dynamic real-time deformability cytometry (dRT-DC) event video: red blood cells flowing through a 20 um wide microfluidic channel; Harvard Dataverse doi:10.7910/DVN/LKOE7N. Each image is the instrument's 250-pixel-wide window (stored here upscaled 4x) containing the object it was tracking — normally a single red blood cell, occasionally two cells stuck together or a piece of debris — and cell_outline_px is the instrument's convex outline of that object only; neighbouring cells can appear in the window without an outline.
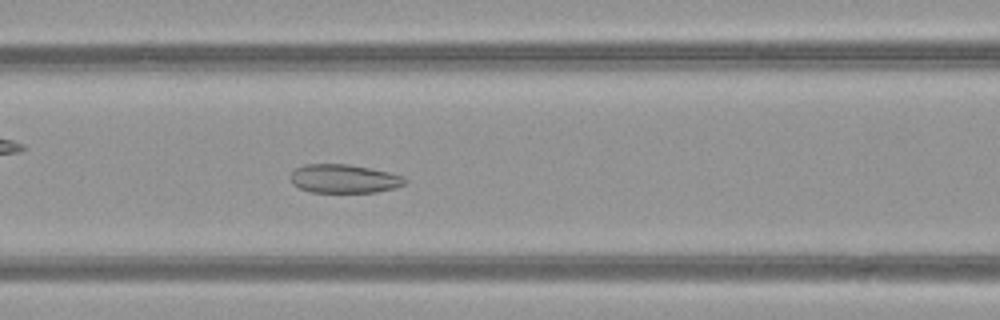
{"species": "common noctule bat (a hibernating species)", "species_latin": "Nyctalus noctula", "temperature_condition": "warm", "stored_images_in_passage": 51, "camera_frame_rate_fps": 3000, "um_per_image_px": 0.085, "animal": {"sex": "female", "body_mass_g": 21.9}, "frame": {"image": 1, "passage_image": 22, "time_ms": 7.0, "image_size_px": [1000, 320], "cell_outline_px": [[408, 180], [404, 184], [392, 188], [376, 192], [312, 192], [300, 188], [292, 184], [288, 176], [296, 168], [304, 164], [348, 164], [388, 172], [404, 176]], "centroid_in_image_um": [29.2, 15.18], "position_along_channel_um": 137.4, "area_um2": 19.07}}
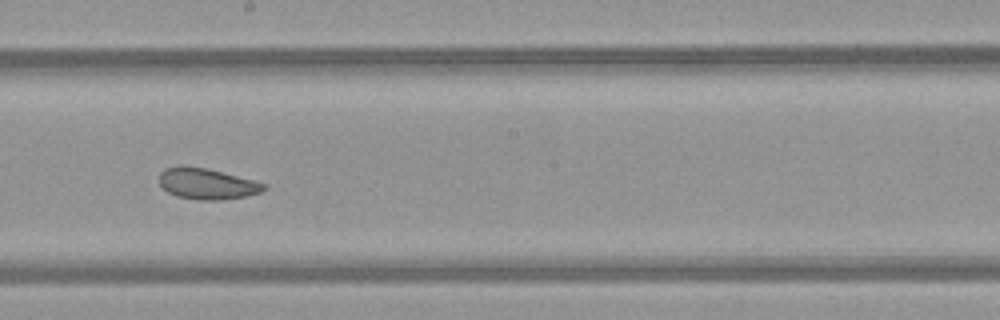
{"frame": {"image": 2, "passage_image": 29, "time_ms": 9.333, "image_size_px": [1000, 320], "cell_outline_px": [[268, 188], [260, 192], [248, 196], [220, 200], [200, 200], [176, 196], [168, 192], [160, 184], [160, 172], [164, 168], [180, 164], [184, 164], [208, 168], [268, 184]], "centroid_in_image_um": [17.59, 15.6], "position_along_channel_um": 230.6, "area_um2": 19.25}}
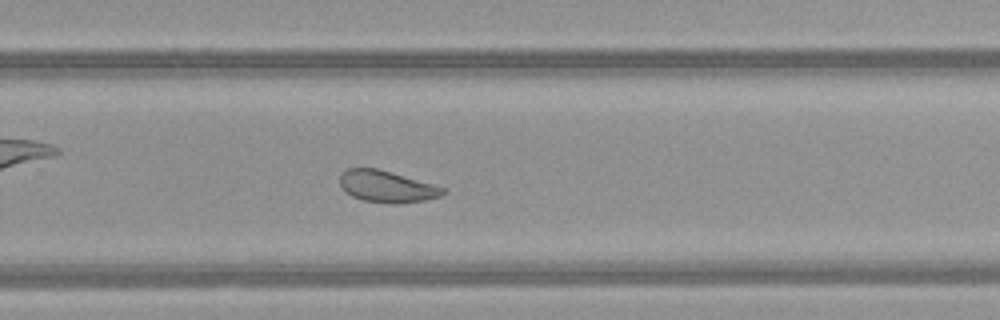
{"frame": {"image": 3, "passage_image": 34, "time_ms": 11.0, "image_size_px": [1000, 320], "cell_outline_px": [[448, 192], [440, 196], [424, 200], [400, 204], [392, 204], [364, 200], [352, 196], [344, 192], [340, 184], [340, 176], [348, 168], [376, 168], [432, 184], [444, 188]], "centroid_in_image_um": [32.87, 15.87], "position_along_channel_um": 296.9, "area_um2": 18.84}, "authors_computed_cell_mechanics": {"area_um2": 23.8714, "velocity_mm_per_s": 4.0017, "shape_relaxation_time_tau1_ms": 10.7509, "shape_relaxation_time_tau2_ms": 2.0217, "deformation_change_tau1": 0.1382, "deformation_change_tau2": 0.0737}}